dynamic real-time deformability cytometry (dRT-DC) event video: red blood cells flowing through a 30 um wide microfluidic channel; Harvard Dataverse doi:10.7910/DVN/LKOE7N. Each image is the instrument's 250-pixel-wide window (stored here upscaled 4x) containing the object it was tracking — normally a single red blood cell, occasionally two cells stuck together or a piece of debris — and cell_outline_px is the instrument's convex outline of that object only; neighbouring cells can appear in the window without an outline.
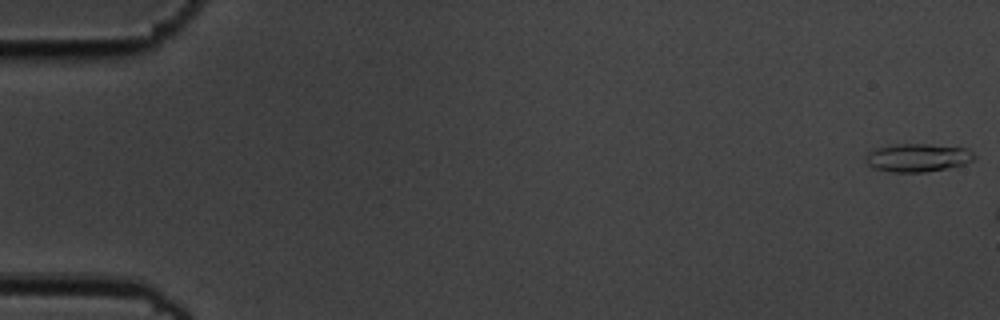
{"species": "common noctule bat (a hibernating species)", "species_latin": "Nyctalus noctula", "temperature_condition": "cold", "stored_images_in_passage": 8, "camera_frame_rate_fps": 3000, "um_per_image_px": 0.085, "animal": {"sex": "male", "body_mass_g": 19.5, "forearm_length_mm": 54.6}, "frame": {"image": 1, "passage_image": 1, "time_ms": 0.0, "image_size_px": [1000, 320], "cell_outline_px": [[976, 156], [972, 160], [964, 164], [924, 172], [888, 172], [872, 168], [864, 160], [864, 156], [868, 152], [876, 148], [900, 144], [928, 144], [968, 148]], "centroid_in_image_um": [77.96, 13.4], "position_along_channel_um": 7.0, "area_um2": 17.8}}